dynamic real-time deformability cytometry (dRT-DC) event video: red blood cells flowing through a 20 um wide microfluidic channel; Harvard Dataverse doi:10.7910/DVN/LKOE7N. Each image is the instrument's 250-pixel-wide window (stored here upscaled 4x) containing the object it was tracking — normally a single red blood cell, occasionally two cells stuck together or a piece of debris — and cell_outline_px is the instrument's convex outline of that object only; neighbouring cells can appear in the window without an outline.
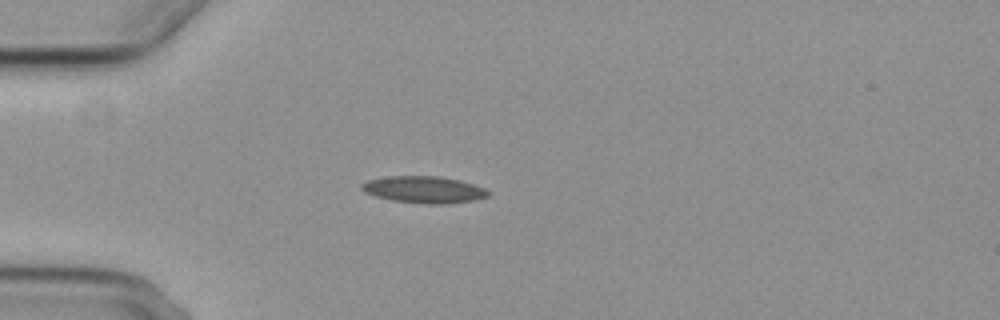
{"species": "common noctule bat (a hibernating species)", "species_latin": "Nyctalus noctula", "temperature_condition": "cold", "stored_images_in_passage": 3, "camera_frame_rate_fps": 3000, "um_per_image_px": 0.085, "animal": {"sex": "female", "body_mass_g": 29.2, "forearm_length_mm": 56.3}, "frame": {"image": 1, "passage_image": 3, "time_ms": 3.0, "image_size_px": [1000, 320], "cell_outline_px": [[492, 192], [488, 196], [472, 200], [448, 204], [424, 204], [392, 200], [376, 196], [364, 192], [360, 188], [360, 184], [368, 180], [388, 176], [436, 176], [460, 180], [484, 188]], "centroid_in_image_um": [36.02, 16.12], "position_along_channel_um": 49.0, "area_um2": 19.77}}